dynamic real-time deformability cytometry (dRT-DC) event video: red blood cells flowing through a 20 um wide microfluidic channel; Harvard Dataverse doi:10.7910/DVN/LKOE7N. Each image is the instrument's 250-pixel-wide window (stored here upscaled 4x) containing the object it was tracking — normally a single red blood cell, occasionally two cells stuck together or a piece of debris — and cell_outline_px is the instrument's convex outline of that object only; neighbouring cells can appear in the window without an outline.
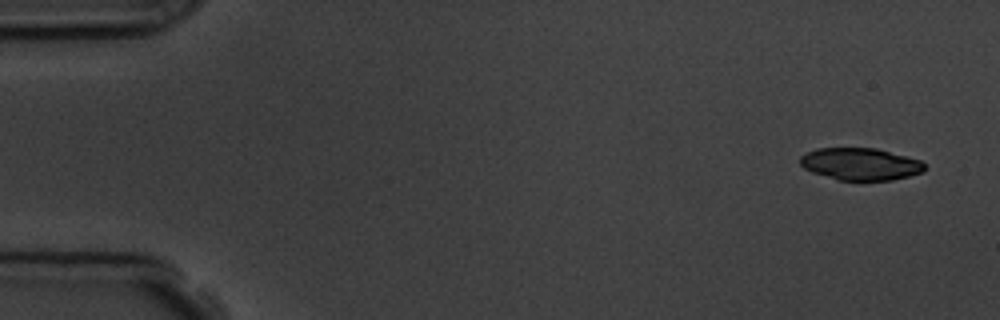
{"species": "common noctule bat (a hibernating species)", "species_latin": "Nyctalus noctula", "temperature_condition": "room temperature", "stored_images_in_passage": 5, "camera_frame_rate_fps": 3000, "um_per_image_px": 0.085, "animal": {"sex": "male", "body_mass_g": 19.5, "forearm_length_mm": 54.6}, "frame": {"image": 1, "passage_image": 1, "time_ms": 0.0, "image_size_px": [1000, 320], "cell_outline_px": [[924, 172], [892, 180], [840, 180], [812, 172], [804, 168], [800, 164], [800, 156], [816, 148], [876, 148], [920, 160], [924, 164]], "centroid_in_image_um": [73.12, 13.94], "position_along_channel_um": 11.9, "area_um2": 23.18}}